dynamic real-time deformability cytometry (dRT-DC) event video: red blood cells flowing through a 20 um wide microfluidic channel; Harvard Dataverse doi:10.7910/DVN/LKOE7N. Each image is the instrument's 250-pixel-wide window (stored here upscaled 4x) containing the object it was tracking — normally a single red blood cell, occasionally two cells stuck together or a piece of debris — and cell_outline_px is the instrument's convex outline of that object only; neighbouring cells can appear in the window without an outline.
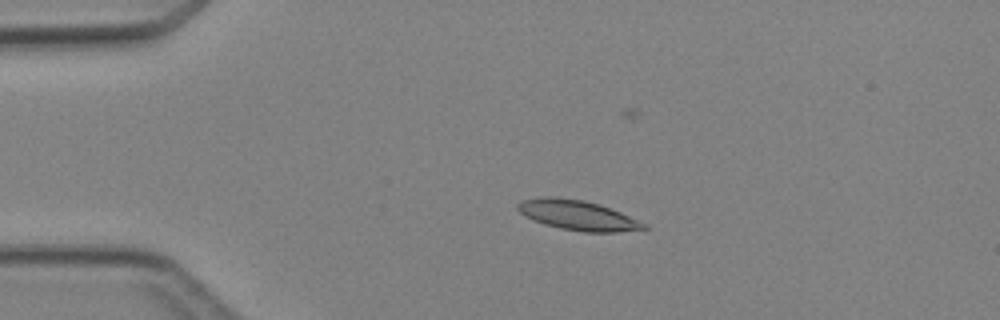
{"species": "Egyptian fruit bat (a non-hibernating species)", "species_latin": "Rousettus aegyptiacus", "temperature_condition": "cold", "stored_images_in_passage": 4, "camera_frame_rate_fps": 3000, "um_per_image_px": 0.085, "animal": {"sex": "female"}, "frame": {"image": 1, "passage_image": 3, "time_ms": 2.333, "image_size_px": [1000, 320], "cell_outline_px": [[648, 228], [616, 232], [584, 232], [560, 228], [544, 224], [520, 212], [516, 208], [516, 204], [524, 200], [548, 196], [552, 196], [584, 200], [620, 212], [648, 224]], "centroid_in_image_um": [49.12, 18.3], "position_along_channel_um": 35.9, "area_um2": 21.56}}